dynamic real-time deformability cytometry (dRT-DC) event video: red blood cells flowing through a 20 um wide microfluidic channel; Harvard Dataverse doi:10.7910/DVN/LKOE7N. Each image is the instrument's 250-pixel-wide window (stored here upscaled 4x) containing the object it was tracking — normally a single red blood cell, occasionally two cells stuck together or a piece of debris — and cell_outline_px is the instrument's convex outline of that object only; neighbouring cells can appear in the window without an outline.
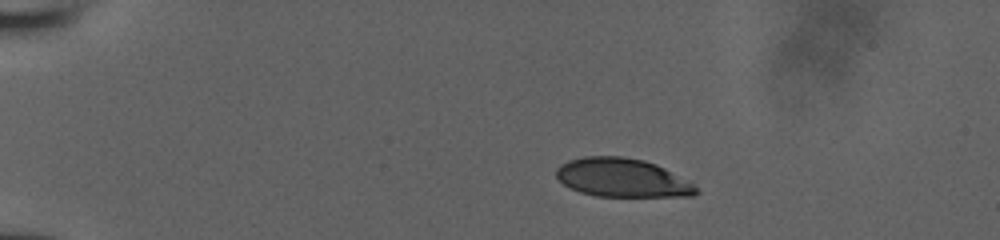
{"species": "human", "species_latin": "Homo sapiens", "temperature_condition": "room temperature", "stored_images_in_passage": 42, "camera_frame_rate_fps": 3000, "um_per_image_px": 0.085, "donor": {"sex": "male"}, "frame": {"image": 1, "passage_image": 1, "time_ms": 0.0, "image_size_px": [1000, 240], "cell_outline_px": [[700, 192], [692, 196], [596, 196], [580, 192], [564, 184], [556, 176], [556, 168], [560, 164], [568, 160], [584, 156], [620, 156], [644, 160], [656, 164], [664, 168], [692, 184]], "centroid_in_image_um": [52.85, 15.1], "position_along_channel_um": 32.2, "area_um2": 31.21}}
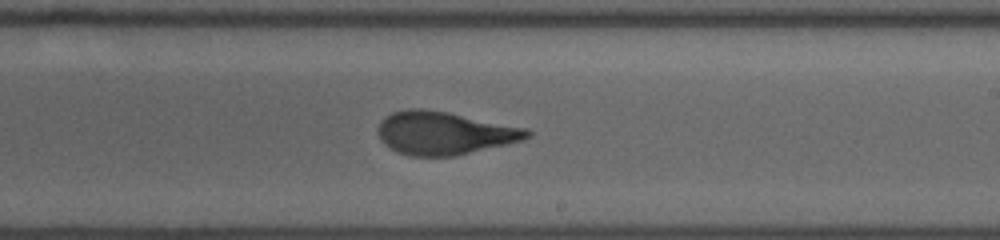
{"frame": {"image": 2, "passage_image": 23, "time_ms": 7.333, "image_size_px": [1000, 240], "cell_outline_px": [[532, 136], [524, 140], [456, 156], [412, 156], [396, 152], [384, 144], [380, 140], [376, 132], [376, 128], [380, 120], [384, 116], [392, 112], [408, 108], [424, 108], [448, 112], [528, 128], [532, 132]], "centroid_in_image_um": [37.74, 11.3], "position_along_channel_um": 251.3, "area_um2": 37.97}}
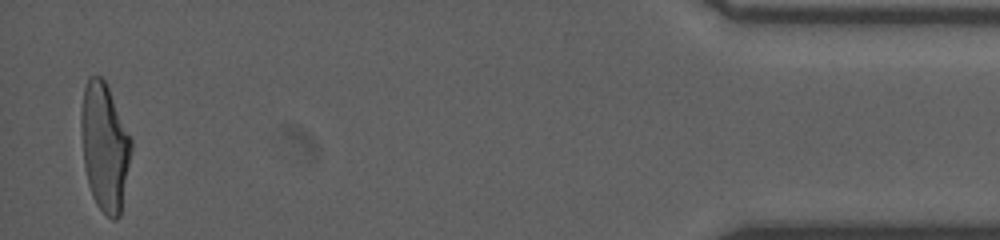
{"frame": {"image": 3, "passage_image": 41, "time_ms": 13.333, "image_size_px": [1000, 240], "cell_outline_px": [[132, 148], [120, 216], [116, 220], [112, 220], [96, 204], [92, 196], [88, 184], [84, 164], [80, 124], [80, 112], [84, 88], [88, 76], [100, 76], [104, 80], [108, 88], [132, 140]], "centroid_in_image_um": [8.88, 12.48], "position_along_channel_um": 426.3, "area_um2": 37.11}}